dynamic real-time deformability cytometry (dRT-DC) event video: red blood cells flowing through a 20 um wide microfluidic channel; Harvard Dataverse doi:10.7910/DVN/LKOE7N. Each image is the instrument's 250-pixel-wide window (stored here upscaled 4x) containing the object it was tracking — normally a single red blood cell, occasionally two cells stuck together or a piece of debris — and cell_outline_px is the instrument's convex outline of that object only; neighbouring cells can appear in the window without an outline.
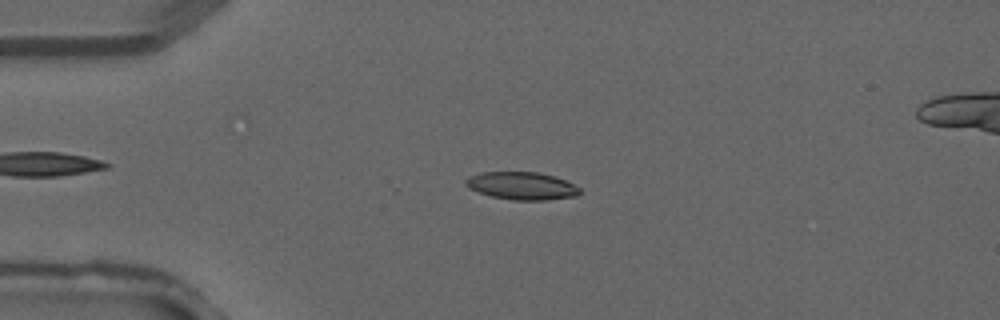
{"species": "common noctule bat (a hibernating species)", "species_latin": "Nyctalus noctula", "temperature_condition": "warm", "stored_images_in_passage": 3, "camera_frame_rate_fps": 3000, "um_per_image_px": 0.085, "animal": {"sex": "male", "forearm_length_mm": 52.5}, "frame": {"image": 1, "passage_image": 3, "time_ms": 0.667, "image_size_px": [1000, 320], "cell_outline_px": [[580, 192], [576, 196], [548, 200], [512, 200], [492, 196], [468, 188], [464, 184], [464, 180], [468, 176], [480, 172], [536, 172], [556, 176], [580, 188]], "centroid_in_image_um": [44.32, 15.79], "position_along_channel_um": 40.7, "area_um2": 18.44}}